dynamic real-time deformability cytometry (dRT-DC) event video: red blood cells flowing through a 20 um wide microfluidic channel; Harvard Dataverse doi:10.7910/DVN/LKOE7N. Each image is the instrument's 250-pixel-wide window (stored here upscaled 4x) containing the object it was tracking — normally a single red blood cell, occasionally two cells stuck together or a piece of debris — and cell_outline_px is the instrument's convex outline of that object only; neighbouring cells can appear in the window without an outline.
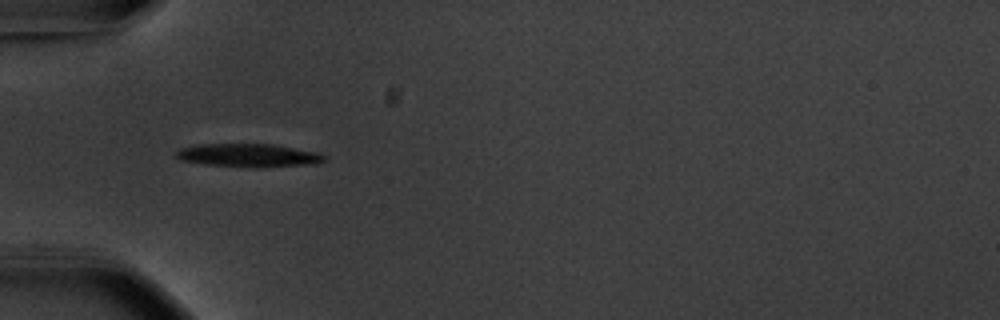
{"species": "common noctule bat (a hibernating species)", "species_latin": "Nyctalus noctula", "temperature_condition": "warm", "stored_images_in_passage": 38, "camera_frame_rate_fps": 3000, "um_per_image_px": 0.085, "animal": {"sex": "male", "body_mass_g": 20.1, "forearm_length_mm": 53.5}, "frame": {"image": 1, "passage_image": 1, "time_ms": 0.0, "image_size_px": [1000, 320], "cell_outline_px": [[324, 160], [316, 164], [260, 168], [252, 168], [204, 164], [180, 160], [176, 156], [176, 152], [180, 148], [196, 144], [272, 144], [316, 152], [324, 156]], "centroid_in_image_um": [21.09, 13.22], "position_along_channel_um": 63.9, "area_um2": 20.23}}
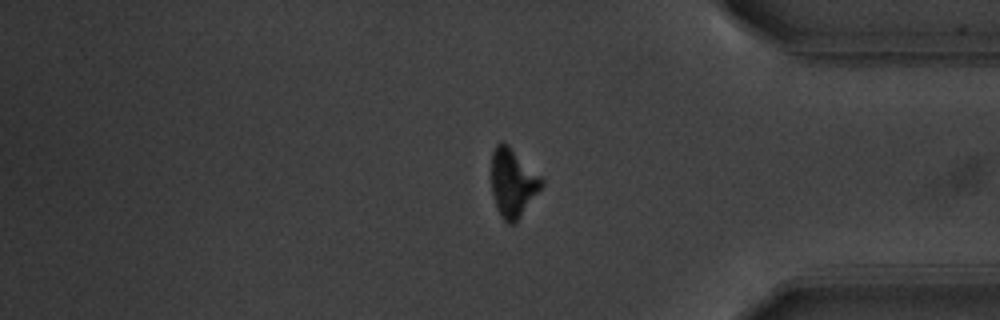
{"frame": {"image": 2, "passage_image": 29, "time_ms": 9.333, "image_size_px": [1000, 320], "cell_outline_px": [[544, 184], [520, 216], [512, 224], [508, 224], [500, 216], [496, 208], [492, 192], [492, 152], [496, 144], [500, 140], [504, 140], [544, 180]], "centroid_in_image_um": [43.57, 15.51], "position_along_channel_um": 391.6, "area_um2": 19.83}}
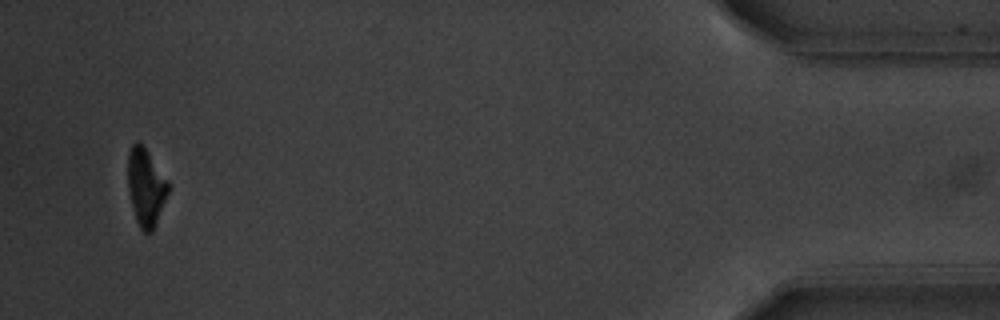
{"frame": {"image": 3, "passage_image": 36, "time_ms": 11.667, "image_size_px": [1000, 320], "cell_outline_px": [[168, 192], [156, 224], [152, 232], [144, 232], [140, 228], [136, 220], [132, 208], [128, 192], [128, 152], [132, 144], [136, 140], [140, 140], [168, 180]], "centroid_in_image_um": [12.38, 15.87], "position_along_channel_um": 422.8, "area_um2": 18.32}, "authors_computed_cell_mechanics": {"area_um2": 20.0277, "velocity_mm_per_s": 3.7234, "shape_relaxation_time_tau1_ms": 3.1382, "shape_relaxation_time_tau2_ms": null, "deformation_change_tau1": 0.1443, "deformation_change_tau2": null}}